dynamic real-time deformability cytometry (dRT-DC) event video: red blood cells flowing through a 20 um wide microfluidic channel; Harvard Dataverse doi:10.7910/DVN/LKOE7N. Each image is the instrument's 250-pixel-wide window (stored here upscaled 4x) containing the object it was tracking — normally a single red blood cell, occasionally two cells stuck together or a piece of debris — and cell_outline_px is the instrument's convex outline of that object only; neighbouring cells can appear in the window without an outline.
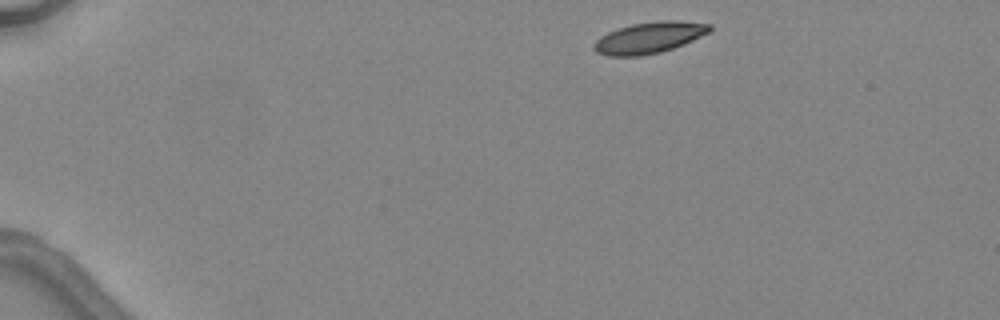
{"species": "common noctule bat (a hibernating species)", "species_latin": "Nyctalus noctula", "temperature_condition": "warm", "stored_images_in_passage": 3, "camera_frame_rate_fps": 3000, "um_per_image_px": 0.085, "animal": {"sex": "female", "body_mass_g": 24.6, "forearm_length_mm": 56.2}, "frame": {"image": 1, "passage_image": 1, "time_ms": 0.0, "image_size_px": [1000, 320], "cell_outline_px": [[712, 28], [708, 32], [684, 44], [660, 52], [640, 56], [608, 56], [596, 52], [592, 48], [592, 44], [600, 36], [608, 32], [632, 24], [656, 20], [676, 20], [712, 24]], "centroid_in_image_um": [55.15, 3.2], "position_along_channel_um": 29.8, "area_um2": 21.1}}